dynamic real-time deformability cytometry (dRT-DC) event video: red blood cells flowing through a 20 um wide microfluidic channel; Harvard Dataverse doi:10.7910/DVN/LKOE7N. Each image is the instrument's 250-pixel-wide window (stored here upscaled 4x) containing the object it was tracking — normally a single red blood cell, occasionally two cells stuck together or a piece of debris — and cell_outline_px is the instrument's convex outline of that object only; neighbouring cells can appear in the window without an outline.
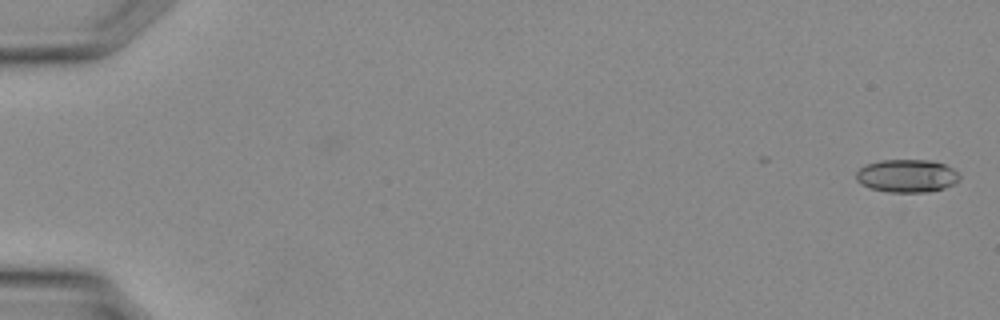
{"species": "Egyptian fruit bat (a non-hibernating species)", "species_latin": "Rousettus aegyptiacus", "temperature_condition": "warm", "stored_images_in_passage": 8, "camera_frame_rate_fps": 3000, "um_per_image_px": 0.085, "animal": {"sex": "female"}, "frame": {"image": 1, "passage_image": 1, "time_ms": 0.0, "image_size_px": [1000, 320], "cell_outline_px": [[960, 180], [944, 188], [928, 192], [888, 192], [872, 188], [860, 184], [856, 180], [856, 172], [864, 164], [880, 160], [928, 160], [944, 164], [960, 172]], "centroid_in_image_um": [77.08, 14.94], "position_along_channel_um": 7.9, "area_um2": 20.0}}